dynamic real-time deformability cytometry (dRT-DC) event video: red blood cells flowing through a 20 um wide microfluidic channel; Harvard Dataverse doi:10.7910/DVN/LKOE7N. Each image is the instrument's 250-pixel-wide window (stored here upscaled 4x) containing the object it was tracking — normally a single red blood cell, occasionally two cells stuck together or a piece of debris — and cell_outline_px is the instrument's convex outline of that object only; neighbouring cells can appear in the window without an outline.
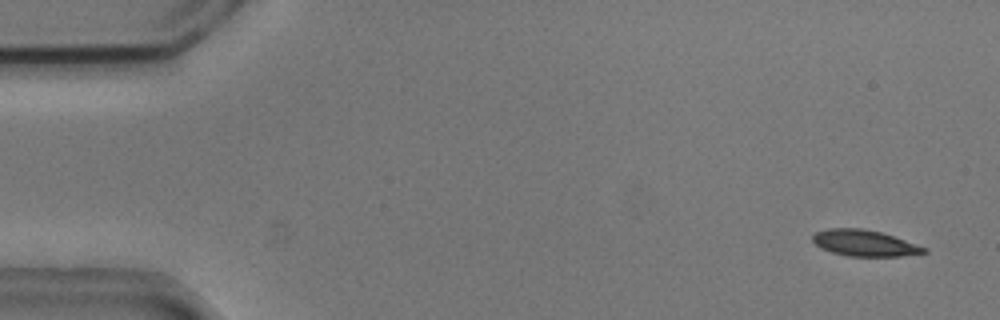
{"species": "common noctule bat (a hibernating species)", "species_latin": "Nyctalus noctula", "temperature_condition": "cold", "stored_images_in_passage": 10, "camera_frame_rate_fps": 3000, "um_per_image_px": 0.085, "animal": {"sex": "male", "body_mass_g": 20.5, "forearm_length_mm": 52.5}, "frame": {"image": 1, "passage_image": 3, "time_ms": 0.667, "image_size_px": [1000, 320], "cell_outline_px": [[928, 252], [900, 256], [848, 256], [832, 252], [820, 248], [812, 240], [812, 236], [816, 232], [828, 228], [860, 228], [880, 232], [928, 248]], "centroid_in_image_um": [73.46, 20.66], "position_along_channel_um": 11.5, "area_um2": 16.82}}